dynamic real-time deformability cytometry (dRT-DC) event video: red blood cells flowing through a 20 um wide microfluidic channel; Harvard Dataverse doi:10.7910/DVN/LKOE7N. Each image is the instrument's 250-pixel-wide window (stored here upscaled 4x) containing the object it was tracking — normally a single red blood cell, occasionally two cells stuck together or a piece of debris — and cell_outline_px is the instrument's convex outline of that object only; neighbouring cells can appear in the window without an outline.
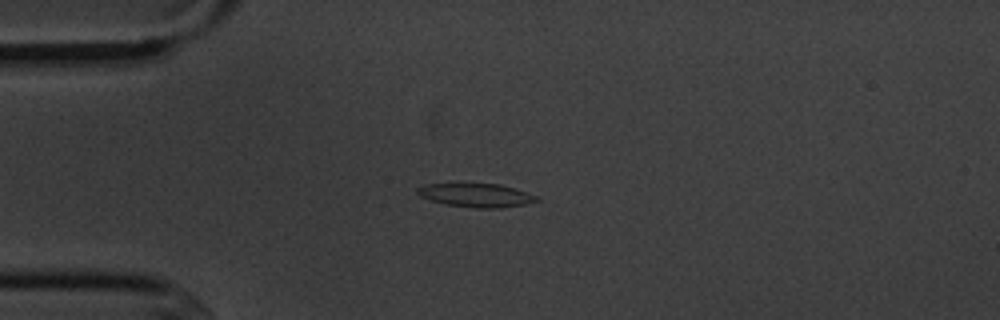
{"species": "common noctule bat (a hibernating species)", "species_latin": "Nyctalus noctula", "temperature_condition": "cold", "stored_images_in_passage": 7, "camera_frame_rate_fps": 3000, "um_per_image_px": 0.085, "animal": {"sex": "male", "body_mass_g": 20.1, "forearm_length_mm": 53.5}, "frame": {"image": 1, "passage_image": 3, "time_ms": 2.333, "image_size_px": [1000, 320], "cell_outline_px": [[540, 200], [524, 204], [500, 208], [476, 208], [444, 204], [420, 196], [416, 192], [416, 188], [424, 184], [500, 184], [528, 192], [536, 196]], "centroid_in_image_um": [40.47, 16.59], "position_along_channel_um": 44.5, "area_um2": 16.3}}
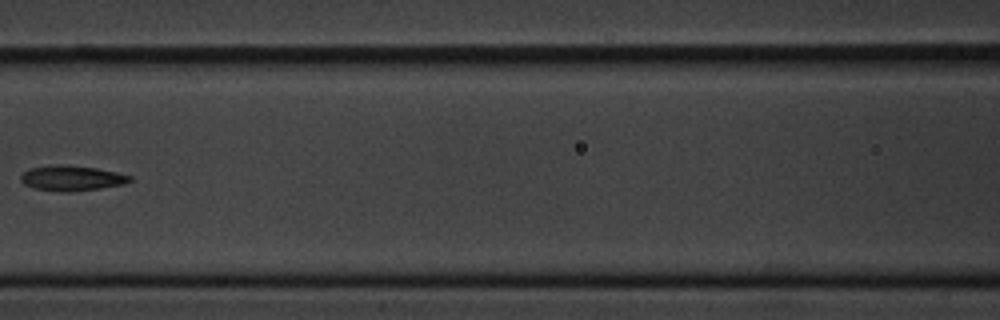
{"frame": {"image": 2, "passage_image": 6, "time_ms": 6.0, "image_size_px": [1000, 320], "cell_outline_px": [[132, 180], [124, 184], [100, 188], [72, 192], [60, 192], [32, 188], [24, 184], [20, 180], [20, 176], [28, 168], [52, 164], [64, 164], [96, 168], [116, 172], [132, 176]], "centroid_in_image_um": [6.05, 15.14], "position_along_channel_um": 160.5, "area_um2": 16.3}}
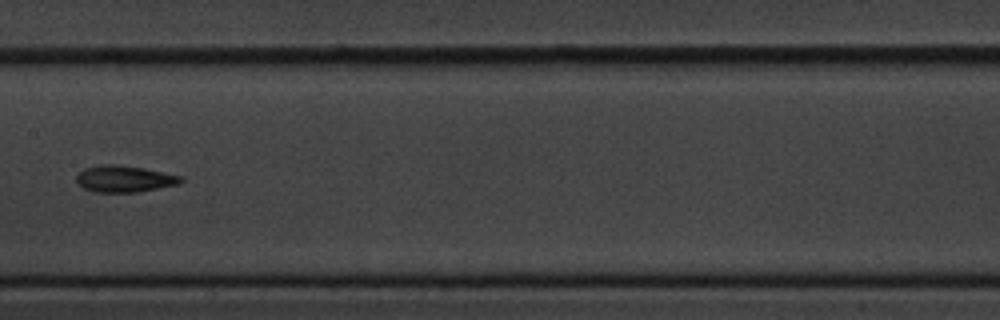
{"frame": {"image": 3, "passage_image": 7, "time_ms": 7.0, "image_size_px": [1000, 320], "cell_outline_px": [[184, 180], [180, 184], [136, 192], [96, 192], [84, 188], [76, 180], [76, 176], [84, 168], [104, 164], [116, 164], [140, 168], [184, 176]], "centroid_in_image_um": [10.59, 15.2], "position_along_channel_um": 196.8, "area_um2": 16.01}}